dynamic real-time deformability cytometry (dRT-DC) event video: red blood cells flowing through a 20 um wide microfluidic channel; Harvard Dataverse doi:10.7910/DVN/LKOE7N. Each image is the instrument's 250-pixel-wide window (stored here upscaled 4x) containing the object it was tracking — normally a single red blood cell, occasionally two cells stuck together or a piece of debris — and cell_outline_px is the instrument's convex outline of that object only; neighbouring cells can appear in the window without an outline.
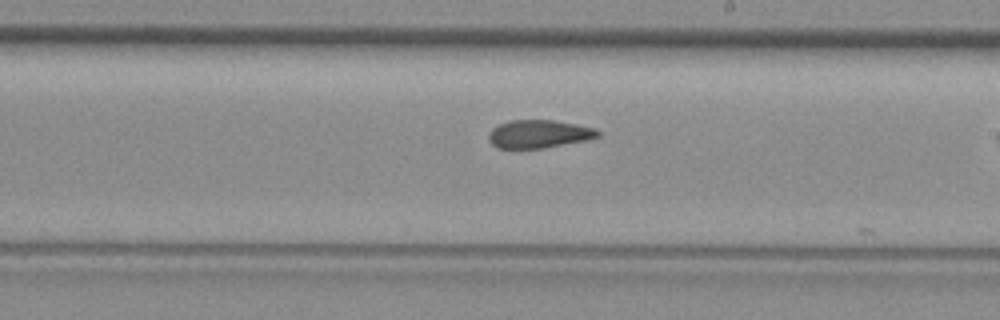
{"species": "common noctule bat (a hibernating species)", "species_latin": "Nyctalus noctula", "temperature_condition": "room temperature", "stored_images_in_passage": 13, "camera_frame_rate_fps": 3000, "um_per_image_px": 0.085, "animal": {"sex": "female", "body_mass_g": 29.2, "forearm_length_mm": 56.3}, "frame": {"image": 1, "passage_image": 11, "time_ms": 3.333, "image_size_px": [1000, 320], "cell_outline_px": [[600, 136], [592, 140], [544, 148], [496, 148], [488, 140], [488, 132], [492, 128], [508, 120], [552, 120], [576, 124], [596, 128], [600, 132]], "centroid_in_image_um": [45.84, 11.39], "position_along_channel_um": 243.2, "area_um2": 18.21}}